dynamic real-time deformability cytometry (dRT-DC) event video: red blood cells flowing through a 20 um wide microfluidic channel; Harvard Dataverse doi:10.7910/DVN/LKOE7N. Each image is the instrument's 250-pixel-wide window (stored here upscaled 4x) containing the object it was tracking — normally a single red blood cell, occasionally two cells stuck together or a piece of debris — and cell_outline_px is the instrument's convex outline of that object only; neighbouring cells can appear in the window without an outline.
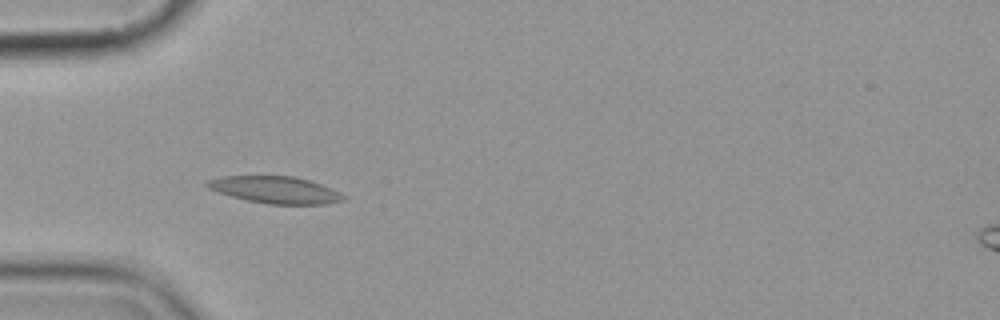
{"species": "common noctule bat (a hibernating species)", "species_latin": "Nyctalus noctula", "temperature_condition": "cold", "stored_images_in_passage": 5, "camera_frame_rate_fps": 3000, "um_per_image_px": 0.085, "animal": {"sex": "female", "body_mass_g": 19.9}, "frame": {"image": 1, "passage_image": 4, "time_ms": 4.667, "image_size_px": [1000, 320], "cell_outline_px": [[344, 200], [324, 204], [268, 204], [248, 200], [232, 196], [208, 188], [204, 184], [208, 180], [224, 176], [296, 176], [320, 184], [340, 192], [344, 196]], "centroid_in_image_um": [23.4, 16.13], "position_along_channel_um": 61.6, "area_um2": 21.1}}
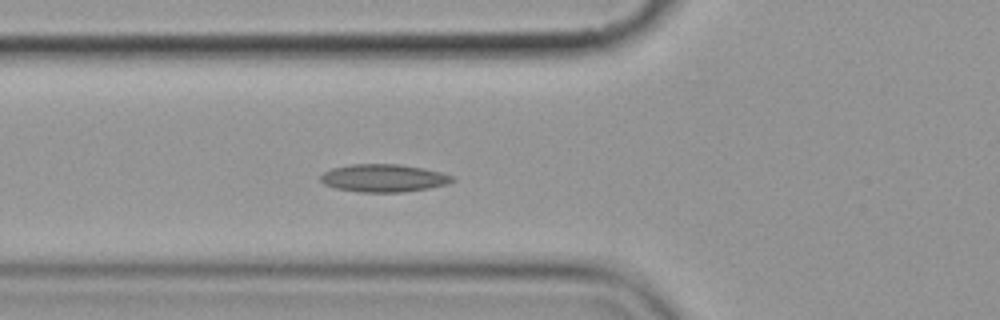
{"frame": {"image": 2, "passage_image": 5, "time_ms": 5.667, "image_size_px": [1000, 320], "cell_outline_px": [[456, 180], [448, 184], [428, 188], [404, 192], [360, 192], [336, 188], [324, 184], [320, 180], [320, 176], [324, 172], [332, 168], [352, 164], [400, 164], [440, 172], [452, 176]], "centroid_in_image_um": [32.6, 15.14], "position_along_channel_um": 93.2, "area_um2": 21.21}}